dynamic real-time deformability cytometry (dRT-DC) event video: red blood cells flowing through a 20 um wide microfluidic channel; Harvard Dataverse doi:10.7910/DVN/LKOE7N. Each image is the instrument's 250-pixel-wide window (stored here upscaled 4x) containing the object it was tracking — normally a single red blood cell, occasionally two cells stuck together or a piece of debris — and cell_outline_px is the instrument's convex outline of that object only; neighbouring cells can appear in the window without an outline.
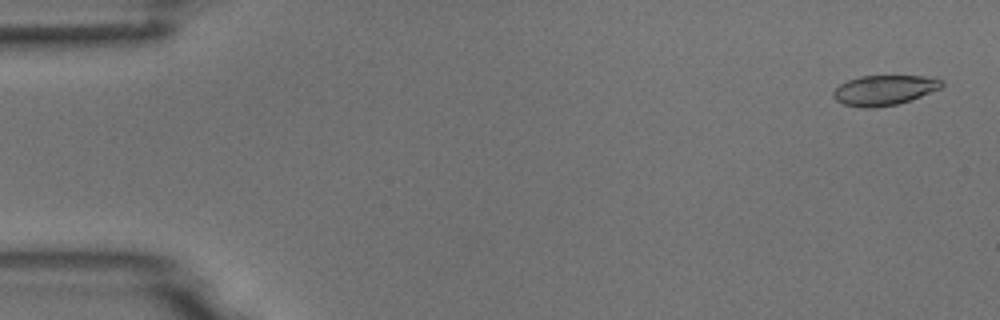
{"species": "common noctule bat (a hibernating species)", "species_latin": "Nyctalus noctula", "temperature_condition": "room temperature", "stored_images_in_passage": 4, "camera_frame_rate_fps": 3000, "um_per_image_px": 0.085, "animal": {"sex": "male", "body_mass_g": 18.8}, "frame": {"image": 1, "passage_image": 1, "time_ms": 0.0, "image_size_px": [1000, 320], "cell_outline_px": [[944, 84], [940, 88], [920, 96], [896, 104], [876, 108], [864, 108], [844, 104], [836, 100], [832, 96], [832, 92], [840, 84], [848, 80], [860, 76], [924, 76], [944, 80]], "centroid_in_image_um": [75.13, 7.66], "position_along_channel_um": 9.9, "area_um2": 18.84}}
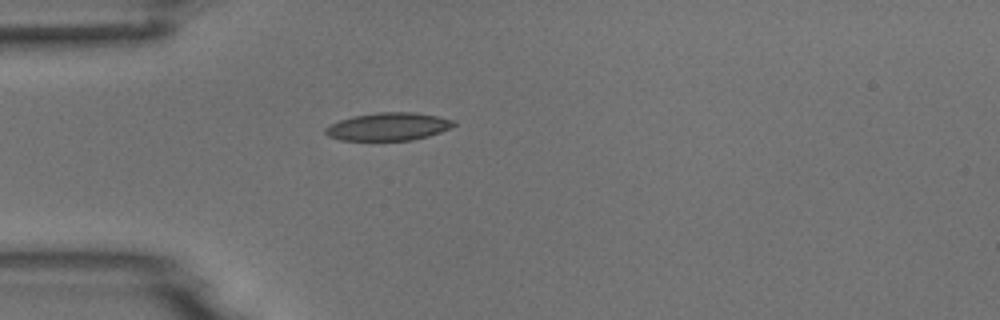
{"frame": {"image": 2, "passage_image": 4, "time_ms": 4.333, "image_size_px": [1000, 320], "cell_outline_px": [[456, 124], [440, 132], [428, 136], [412, 140], [340, 140], [328, 136], [324, 132], [324, 128], [340, 120], [352, 116], [376, 112], [416, 112], [456, 120]], "centroid_in_image_um": [33.0, 10.75], "position_along_channel_um": 52.0, "area_um2": 20.81}}